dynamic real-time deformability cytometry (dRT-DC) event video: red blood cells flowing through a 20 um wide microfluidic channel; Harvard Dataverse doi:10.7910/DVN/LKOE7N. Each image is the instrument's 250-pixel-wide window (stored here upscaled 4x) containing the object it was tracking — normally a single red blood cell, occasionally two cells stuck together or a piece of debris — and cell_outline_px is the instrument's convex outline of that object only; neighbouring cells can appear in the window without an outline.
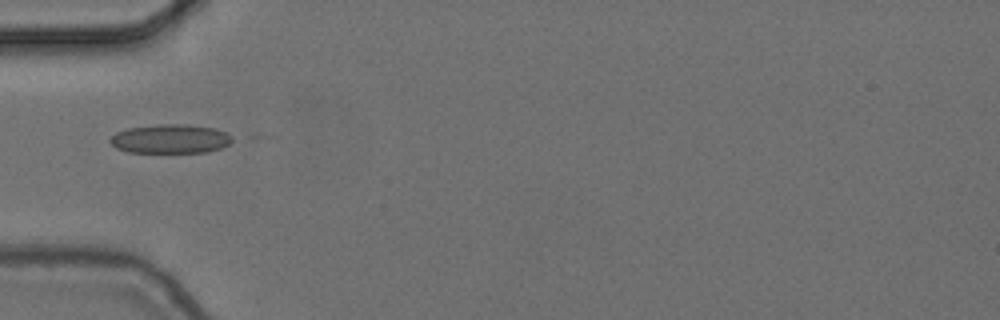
{"species": "common noctule bat (a hibernating species)", "species_latin": "Nyctalus noctula", "temperature_condition": "cold", "stored_images_in_passage": 4, "camera_frame_rate_fps": 3000, "um_per_image_px": 0.085, "animal": {"sex": "female", "body_mass_g": 24.6, "forearm_length_mm": 56.2}, "frame": {"image": 1, "passage_image": 1, "time_ms": 0.0, "image_size_px": [1000, 320], "cell_outline_px": [[232, 140], [228, 144], [220, 148], [208, 152], [128, 152], [116, 148], [108, 140], [116, 132], [128, 128], [156, 124], [188, 124], [216, 128], [232, 136]], "centroid_in_image_um": [14.47, 11.79], "position_along_channel_um": 70.5, "area_um2": 20.69}}
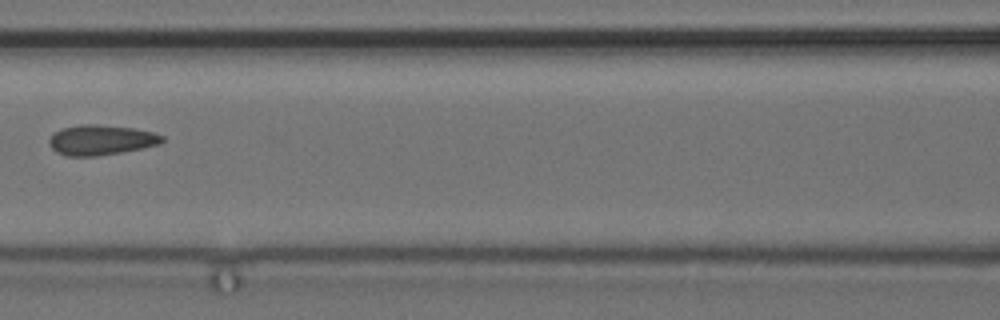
{"frame": {"image": 2, "passage_image": 3, "time_ms": 0.667, "image_size_px": [1000, 320], "cell_outline_px": [[164, 140], [160, 144], [120, 152], [96, 156], [68, 156], [56, 152], [48, 144], [48, 140], [60, 128], [80, 124], [96, 124], [132, 128], [152, 132], [164, 136]], "centroid_in_image_um": [8.56, 11.89], "position_along_channel_um": 158.0, "area_um2": 19.71}}
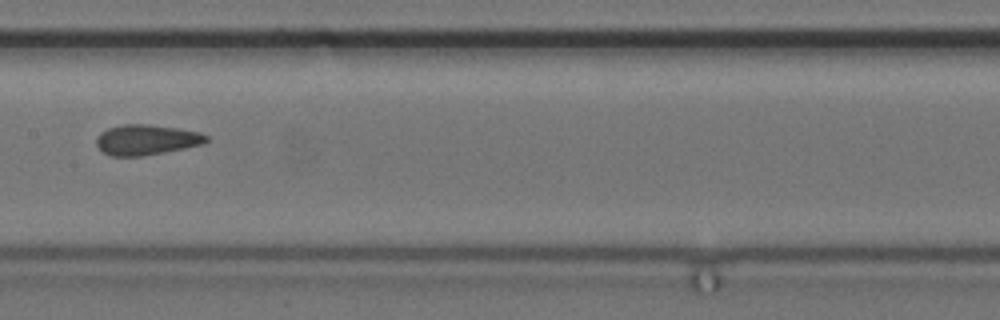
{"frame": {"image": 3, "passage_image": 4, "time_ms": 1.0, "image_size_px": [1000, 320], "cell_outline_px": [[208, 140], [204, 144], [144, 156], [112, 156], [104, 152], [96, 144], [96, 140], [100, 132], [108, 128], [124, 124], [148, 124], [176, 128], [200, 132], [208, 136]], "centroid_in_image_um": [12.45, 11.88], "position_along_channel_um": 194.9, "area_um2": 19.36}}